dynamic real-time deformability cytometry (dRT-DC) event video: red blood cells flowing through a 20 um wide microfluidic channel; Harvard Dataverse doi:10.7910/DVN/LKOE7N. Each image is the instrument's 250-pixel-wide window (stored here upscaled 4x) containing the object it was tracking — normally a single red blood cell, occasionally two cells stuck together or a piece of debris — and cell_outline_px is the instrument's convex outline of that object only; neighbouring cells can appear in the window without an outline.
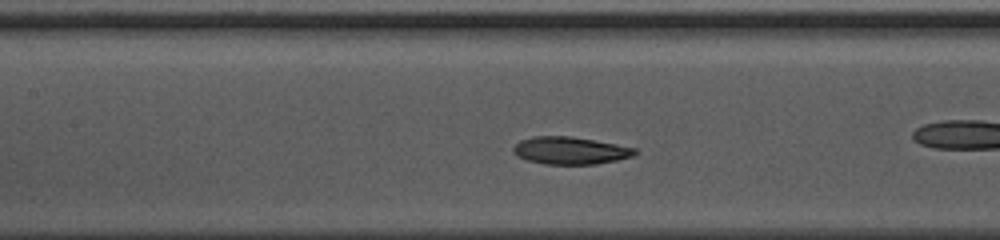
{"species": "common noctule bat (a hibernating species)", "species_latin": "Nyctalus noctula", "temperature_condition": "warm", "stored_images_in_passage": 28, "camera_frame_rate_fps": 3000, "um_per_image_px": 0.085, "animal": {"sex": "female", "body_mass_g": 10.0, "forearm_length_mm": 53.1}, "frame": {"image": 1, "passage_image": 9, "time_ms": 2.667, "image_size_px": [1000, 240], "cell_outline_px": [[640, 152], [632, 156], [616, 160], [596, 164], [544, 164], [528, 160], [516, 156], [512, 152], [512, 148], [520, 140], [532, 136], [572, 136], [616, 144], [636, 148]], "centroid_in_image_um": [48.46, 12.79], "position_along_channel_um": 158.9, "area_um2": 19.54}}
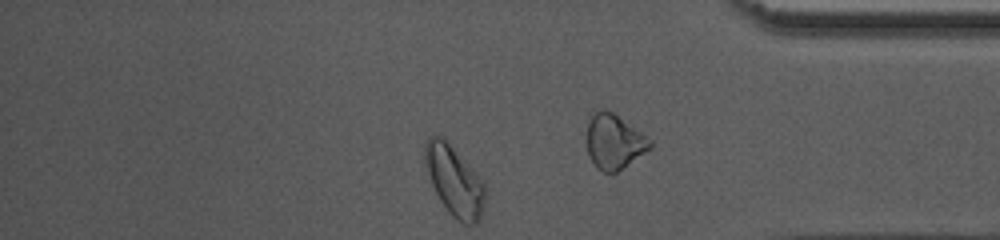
{"frame": {"image": 2, "passage_image": 28, "time_ms": 9.0, "image_size_px": [1000, 240], "cell_outline_px": [[484, 208], [480, 220], [476, 224], [464, 224], [456, 220], [448, 212], [440, 200], [432, 184], [424, 164], [424, 144], [428, 136], [440, 136], [448, 144], [484, 184]], "centroid_in_image_um": [38.58, 15.43], "position_along_channel_um": 396.6, "area_um2": 23.81}, "authors_computed_cell_mechanics": {"area_um2": 19.5075, "velocity_mm_per_s": 4.1105, "shape_relaxation_time_tau1_ms": 2.8765, "shape_relaxation_time_tau2_ms": 5.5583, "deformation_change_tau1": 0.077, "deformation_change_tau2": 0.0849}}